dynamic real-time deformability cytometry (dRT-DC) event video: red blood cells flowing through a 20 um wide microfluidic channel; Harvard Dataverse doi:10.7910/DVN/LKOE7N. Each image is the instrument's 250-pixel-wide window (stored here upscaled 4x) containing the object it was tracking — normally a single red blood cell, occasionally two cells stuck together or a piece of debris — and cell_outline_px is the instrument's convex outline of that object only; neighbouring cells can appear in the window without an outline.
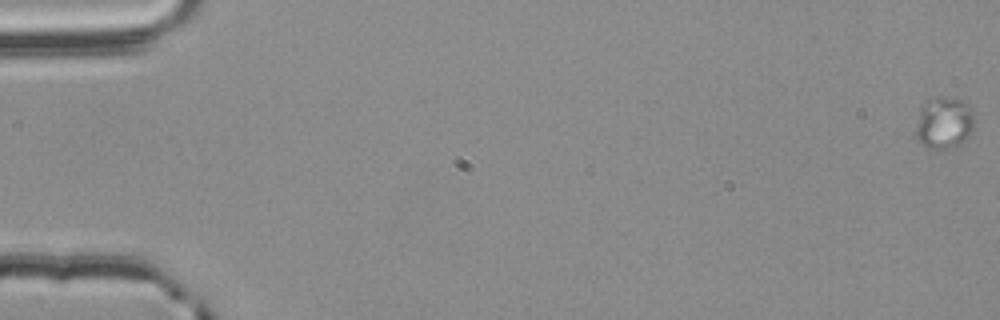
{"species": "common noctule bat (a hibernating species)", "species_latin": "Nyctalus noctula", "temperature_condition": "room temperature", "stored_images_in_passage": 20, "camera_frame_rate_fps": 3000, "um_per_image_px": 0.085, "animal": {"sex": "male", "body_mass_g": 20.4}, "frame": {"image": 1, "passage_image": 1, "time_ms": 0.0, "image_size_px": [1000, 320], "cell_outline_px": [[972, 128], [968, 136], [964, 140], [956, 144], [944, 148], [932, 148], [924, 144], [916, 136], [916, 128], [920, 112], [924, 104], [928, 100], [936, 96], [960, 100], [964, 104], [972, 116]], "centroid_in_image_um": [80.2, 10.43], "position_along_channel_um": 4.8, "area_um2": 16.53}}